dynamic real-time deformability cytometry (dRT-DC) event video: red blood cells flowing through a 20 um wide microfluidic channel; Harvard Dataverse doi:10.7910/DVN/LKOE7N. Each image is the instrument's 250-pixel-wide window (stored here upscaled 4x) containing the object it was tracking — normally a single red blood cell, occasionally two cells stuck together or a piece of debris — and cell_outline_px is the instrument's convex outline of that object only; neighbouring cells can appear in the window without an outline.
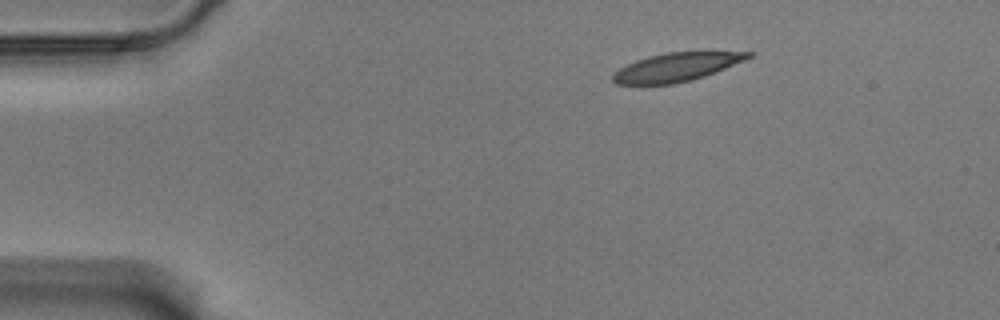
{"species": "Egyptian fruit bat (a non-hibernating species)", "species_latin": "Rousettus aegyptiacus", "temperature_condition": "warm", "stored_images_in_passage": 49, "camera_frame_rate_fps": 3000, "um_per_image_px": 0.085, "animal": {"sex": "male"}, "frame": {"image": 1, "passage_image": 1, "time_ms": 0.0, "image_size_px": [1000, 320], "cell_outline_px": [[756, 52], [752, 56], [744, 60], [716, 72], [692, 80], [672, 84], [616, 84], [612, 80], [612, 76], [620, 68], [636, 60], [648, 56], [668, 52], [704, 48], [712, 48]], "centroid_in_image_um": [57.67, 5.62], "position_along_channel_um": 27.3, "area_um2": 23.58}}
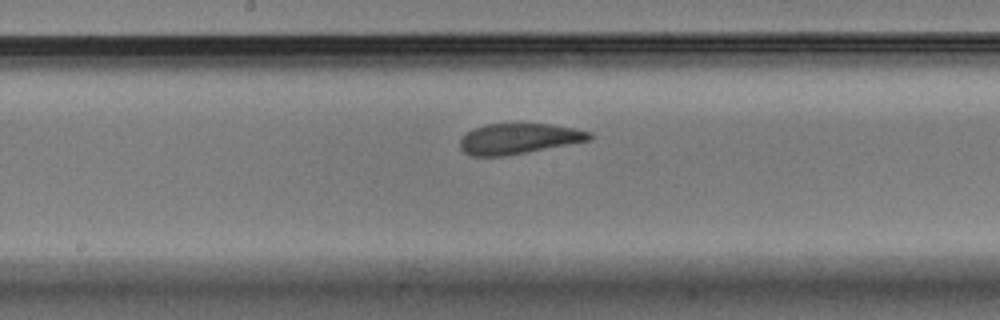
{"frame": {"image": 2, "passage_image": 22, "time_ms": 7.0, "image_size_px": [1000, 320], "cell_outline_px": [[592, 140], [504, 156], [472, 156], [464, 152], [460, 148], [460, 140], [472, 128], [484, 124], [552, 124], [576, 128], [592, 132]], "centroid_in_image_um": [44.11, 11.78], "position_along_channel_um": 204.1, "area_um2": 23.06}}
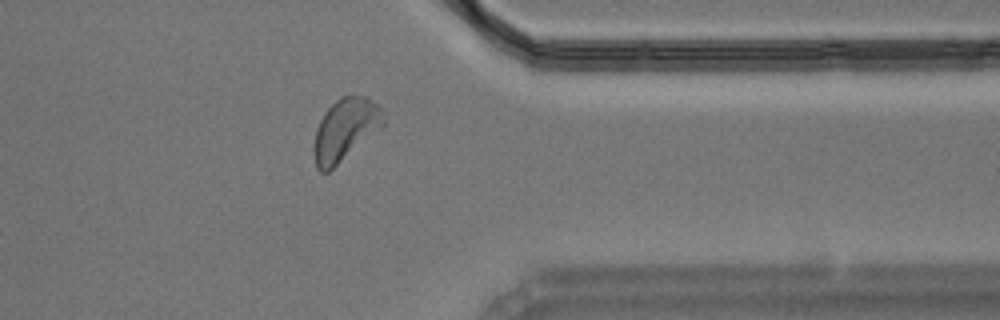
{"frame": {"image": 3, "passage_image": 38, "time_ms": 12.333, "image_size_px": [1000, 320], "cell_outline_px": [[384, 124], [328, 172], [320, 172], [316, 168], [312, 152], [316, 128], [324, 112], [340, 96], [364, 96], [376, 104], [380, 108], [384, 120]], "centroid_in_image_um": [29.27, 11.03], "position_along_channel_um": 382.1, "area_um2": 24.68}, "authors_computed_cell_mechanics": {"area_um2": 23.9292, "velocity_mm_per_s": 3.4899, "shape_relaxation_time_tau1_ms": 5.3991, "shape_relaxation_time_tau2_ms": 1.7461, "deformation_change_tau1": 0.1445, "deformation_change_tau2": 0.093}}